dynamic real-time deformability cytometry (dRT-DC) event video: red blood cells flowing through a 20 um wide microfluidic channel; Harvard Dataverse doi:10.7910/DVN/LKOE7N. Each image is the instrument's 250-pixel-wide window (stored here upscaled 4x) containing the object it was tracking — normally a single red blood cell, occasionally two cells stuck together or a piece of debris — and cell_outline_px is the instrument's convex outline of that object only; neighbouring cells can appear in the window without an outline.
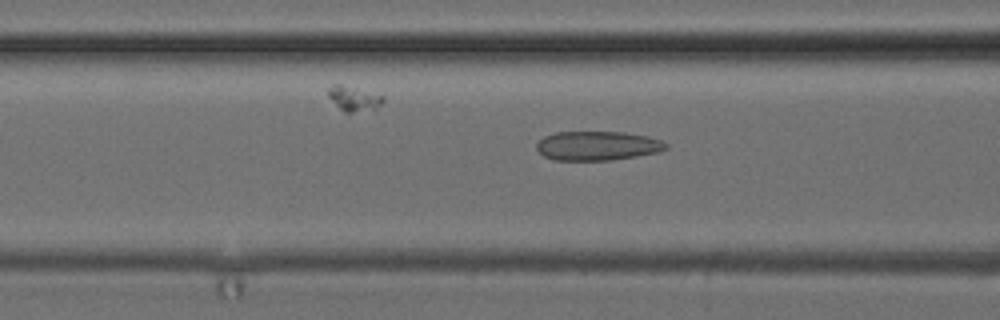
{"species": "common noctule bat (a hibernating species)", "species_latin": "Nyctalus noctula", "temperature_condition": "cold", "stored_images_in_passage": 51, "camera_frame_rate_fps": 3000, "um_per_image_px": 0.085, "animal": {"sex": "female", "body_mass_g": 24.6, "forearm_length_mm": 56.2}, "frame": {"image": 1, "passage_image": 20, "time_ms": 6.333, "image_size_px": [1000, 320], "cell_outline_px": [[668, 148], [656, 152], [636, 156], [612, 160], [552, 160], [544, 156], [536, 148], [536, 144], [544, 136], [556, 132], [624, 132], [648, 136], [660, 140], [668, 144]], "centroid_in_image_um": [50.77, 12.39], "position_along_channel_um": 115.8, "area_um2": 21.96}}
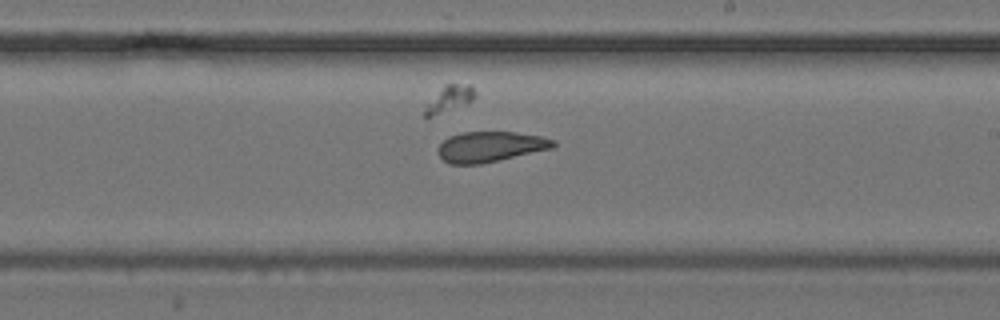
{"frame": {"image": 2, "passage_image": 30, "time_ms": 9.667, "image_size_px": [1000, 320], "cell_outline_px": [[556, 144], [552, 148], [500, 160], [480, 164], [448, 164], [436, 152], [436, 148], [448, 136], [464, 132], [516, 132], [544, 136], [556, 140]], "centroid_in_image_um": [41.67, 12.46], "position_along_channel_um": 247.3, "area_um2": 20.63}}
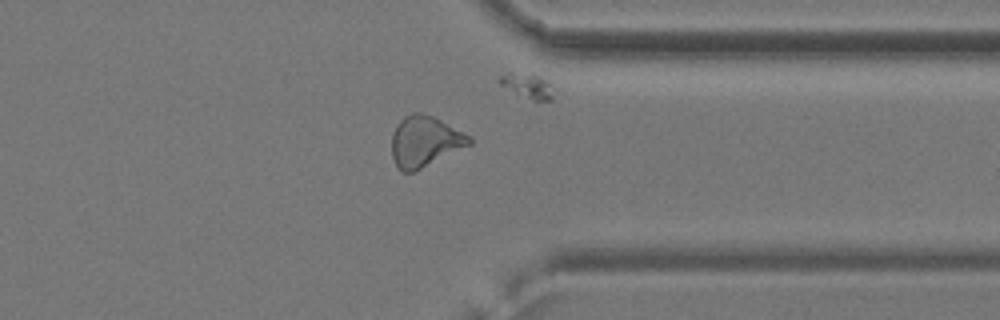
{"frame": {"image": 3, "passage_image": 40, "time_ms": 13.0, "image_size_px": [1000, 320], "cell_outline_px": [[472, 144], [412, 172], [400, 172], [396, 168], [392, 156], [392, 136], [400, 120], [404, 116], [412, 112], [420, 112], [432, 116], [440, 120], [468, 136], [472, 140]], "centroid_in_image_um": [36.06, 12.03], "position_along_channel_um": 375.3, "area_um2": 22.54}, "authors_computed_cell_mechanics": {"area_um2": 22.7154, "velocity_mm_per_s": 3.9421, "shape_relaxation_time_tau1_ms": null, "shape_relaxation_time_tau2_ms": 2.7501, "deformation_change_tau1": null, "deformation_change_tau2": 0.1102}}